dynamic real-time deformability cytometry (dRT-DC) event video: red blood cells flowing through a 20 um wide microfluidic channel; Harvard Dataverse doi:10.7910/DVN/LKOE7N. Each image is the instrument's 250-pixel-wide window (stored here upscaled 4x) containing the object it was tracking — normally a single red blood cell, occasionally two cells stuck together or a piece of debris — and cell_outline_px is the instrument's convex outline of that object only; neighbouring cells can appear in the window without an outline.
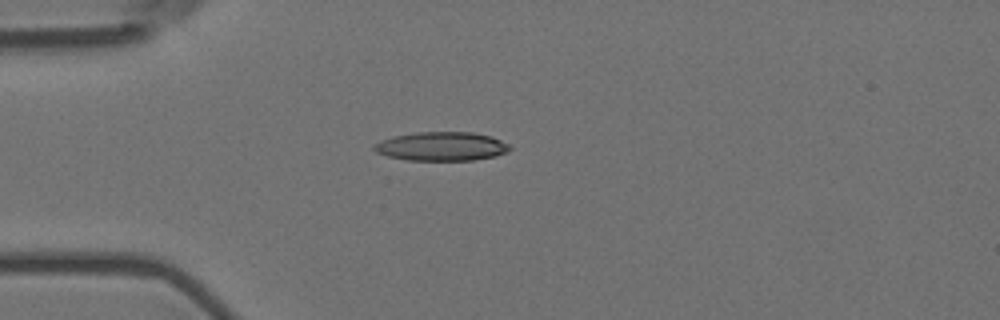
{"species": "Egyptian fruit bat (a non-hibernating species)", "species_latin": "Rousettus aegyptiacus", "temperature_condition": "room temperature", "stored_images_in_passage": 5, "camera_frame_rate_fps": 3000, "um_per_image_px": 0.085, "animal": {"sex": "female"}, "frame": {"image": 1, "passage_image": 5, "time_ms": 1.333, "image_size_px": [1000, 320], "cell_outline_px": [[512, 148], [508, 152], [496, 156], [472, 160], [408, 160], [388, 156], [376, 152], [372, 148], [372, 144], [380, 140], [392, 136], [416, 132], [472, 132], [492, 136], [508, 144]], "centroid_in_image_um": [37.52, 12.43], "position_along_channel_um": 47.5, "area_um2": 23.0}}